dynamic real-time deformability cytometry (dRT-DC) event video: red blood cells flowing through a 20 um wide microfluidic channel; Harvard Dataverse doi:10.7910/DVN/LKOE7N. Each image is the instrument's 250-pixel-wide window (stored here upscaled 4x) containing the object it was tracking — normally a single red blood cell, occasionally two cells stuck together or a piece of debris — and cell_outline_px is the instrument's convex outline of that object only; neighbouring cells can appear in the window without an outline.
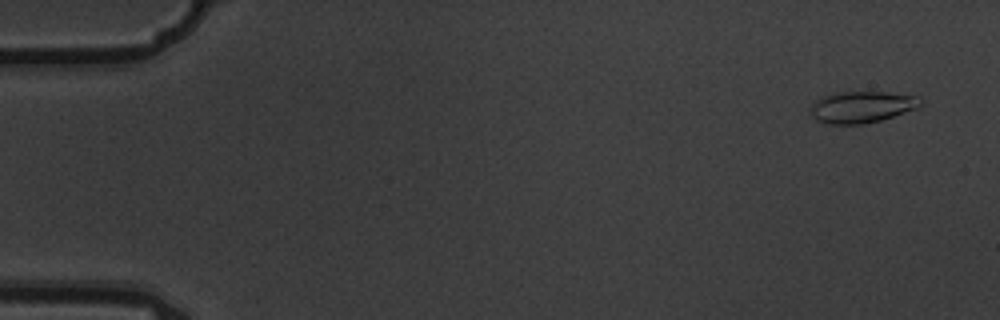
{"species": "common noctule bat (a hibernating species)", "species_latin": "Nyctalus noctula", "temperature_condition": "warm", "stored_images_in_passage": 4, "camera_frame_rate_fps": 3000, "um_per_image_px": 0.085, "animal": {"sex": "male", "body_mass_g": 19.5, "forearm_length_mm": 54.6}, "frame": {"image": 1, "passage_image": 1, "time_ms": 0.0, "image_size_px": [1000, 320], "cell_outline_px": [[924, 100], [916, 108], [880, 120], [864, 124], [828, 124], [816, 120], [812, 116], [808, 108], [816, 100], [824, 96], [836, 92], [888, 92], [920, 96]], "centroid_in_image_um": [73.23, 9.09], "position_along_channel_um": 11.8, "area_um2": 20.29}}